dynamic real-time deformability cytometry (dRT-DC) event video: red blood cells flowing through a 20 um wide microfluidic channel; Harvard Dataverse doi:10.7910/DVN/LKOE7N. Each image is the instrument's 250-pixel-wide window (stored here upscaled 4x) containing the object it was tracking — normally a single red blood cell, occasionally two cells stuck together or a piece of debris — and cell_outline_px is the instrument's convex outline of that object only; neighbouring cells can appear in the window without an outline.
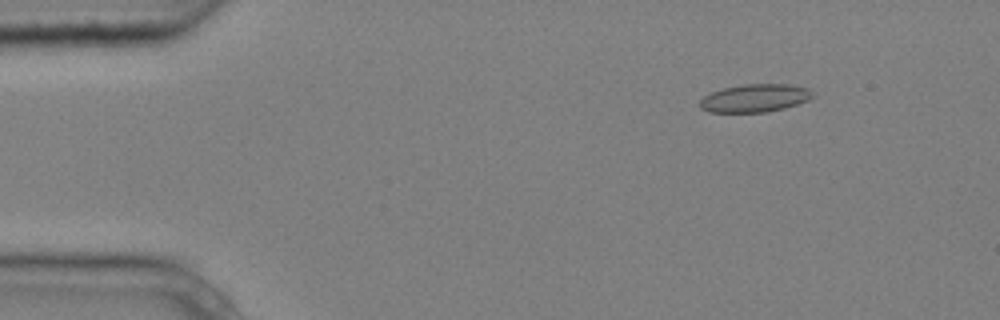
{"species": "common noctule bat (a hibernating species)", "species_latin": "Nyctalus noctula", "temperature_condition": "cold", "stored_images_in_passage": 4, "camera_frame_rate_fps": 3000, "um_per_image_px": 0.085, "animal": {"sex": "male", "body_mass_g": 20.4}, "frame": {"image": 1, "passage_image": 2, "time_ms": 0.333, "image_size_px": [1000, 320], "cell_outline_px": [[816, 96], [808, 100], [784, 108], [768, 112], [708, 112], [700, 108], [700, 100], [704, 96], [712, 92], [724, 88], [744, 84], [788, 84], [808, 88]], "centroid_in_image_um": [64.18, 8.34], "position_along_channel_um": 20.8, "area_um2": 18.38}}
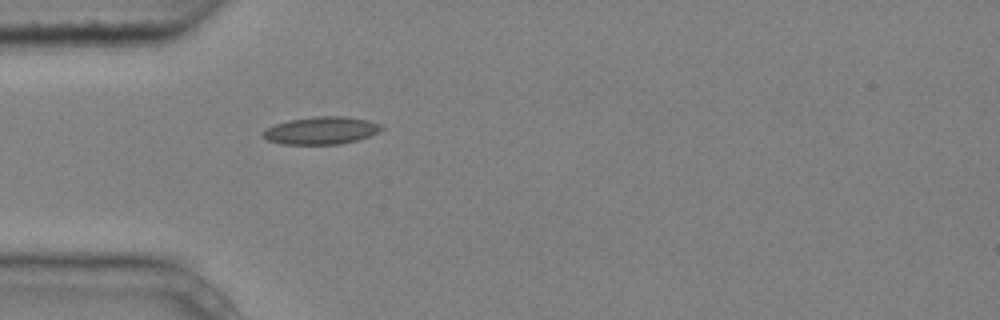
{"frame": {"image": 2, "passage_image": 4, "time_ms": 1.0, "image_size_px": [1000, 320], "cell_outline_px": [[384, 128], [380, 132], [356, 140], [340, 144], [280, 144], [268, 140], [260, 136], [268, 128], [276, 124], [288, 120], [316, 116], [344, 116], [368, 120], [380, 124]], "centroid_in_image_um": [27.31, 11.09], "position_along_channel_um": 57.7, "area_um2": 18.96}}